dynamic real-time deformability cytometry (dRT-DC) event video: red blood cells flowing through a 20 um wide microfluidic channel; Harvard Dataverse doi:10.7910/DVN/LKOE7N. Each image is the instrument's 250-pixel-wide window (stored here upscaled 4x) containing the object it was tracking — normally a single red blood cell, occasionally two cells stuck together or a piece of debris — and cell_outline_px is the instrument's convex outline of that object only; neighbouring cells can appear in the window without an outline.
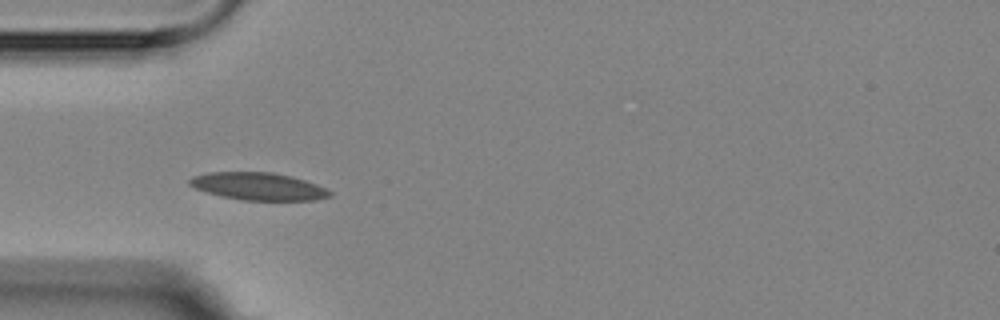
{"species": "Egyptian fruit bat (a non-hibernating species)", "species_latin": "Rousettus aegyptiacus", "temperature_condition": "room temperature", "stored_images_in_passage": 6, "camera_frame_rate_fps": 3000, "um_per_image_px": 0.085, "animal": {"sex": "female"}, "frame": {"image": 1, "passage_image": 4, "time_ms": 4.333, "image_size_px": [1000, 320], "cell_outline_px": [[332, 196], [316, 200], [240, 200], [220, 196], [196, 188], [188, 184], [188, 180], [192, 176], [208, 172], [272, 172], [292, 176], [316, 184], [332, 192]], "centroid_in_image_um": [21.95, 15.84], "position_along_channel_um": 63.1, "area_um2": 22.48}}
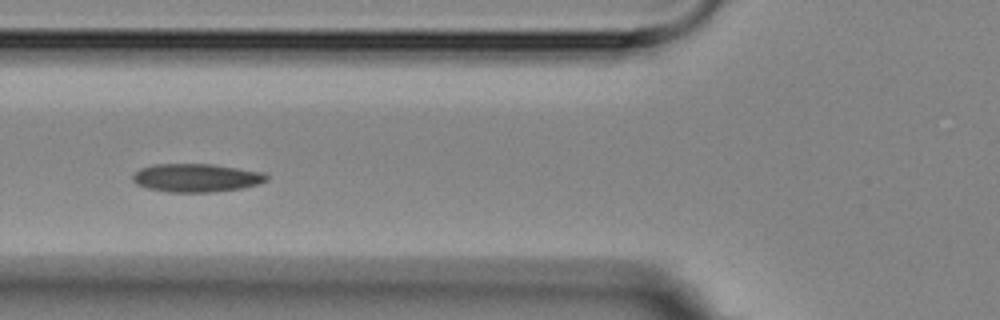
{"frame": {"image": 2, "passage_image": 5, "time_ms": 5.667, "image_size_px": [1000, 320], "cell_outline_px": [[268, 180], [256, 184], [240, 188], [212, 192], [168, 192], [148, 188], [136, 184], [132, 180], [132, 176], [140, 168], [156, 164], [212, 164], [264, 172], [268, 176]], "centroid_in_image_um": [16.67, 15.11], "position_along_channel_um": 109.1, "area_um2": 21.96}}
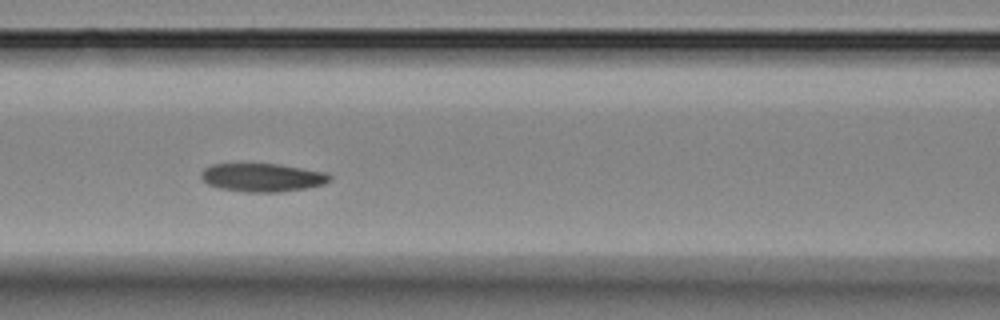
{"frame": {"image": 3, "passage_image": 6, "time_ms": 6.667, "image_size_px": [1000, 320], "cell_outline_px": [[332, 180], [324, 184], [304, 188], [276, 192], [248, 192], [220, 188], [208, 184], [200, 176], [200, 172], [204, 168], [212, 164], [280, 164], [324, 172], [332, 176]], "centroid_in_image_um": [22.3, 15.08], "position_along_channel_um": 144.3, "area_um2": 21.1}}